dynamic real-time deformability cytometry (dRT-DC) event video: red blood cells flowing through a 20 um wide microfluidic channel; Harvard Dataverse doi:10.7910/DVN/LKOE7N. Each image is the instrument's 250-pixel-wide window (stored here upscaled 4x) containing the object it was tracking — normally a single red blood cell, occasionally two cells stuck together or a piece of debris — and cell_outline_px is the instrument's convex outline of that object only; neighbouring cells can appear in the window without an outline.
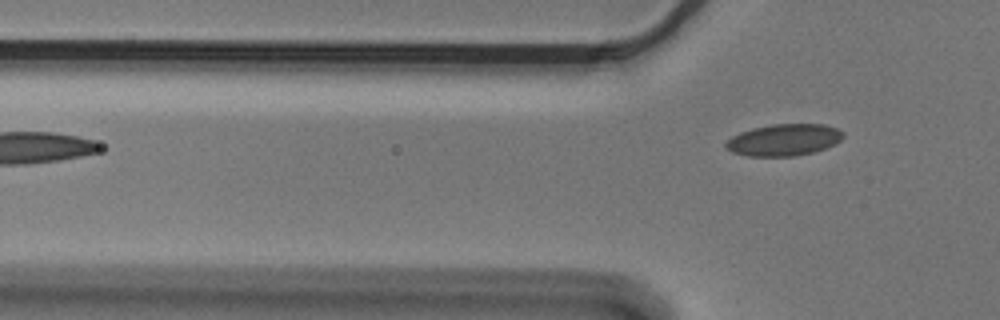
{"species": "Egyptian fruit bat (a non-hibernating species)", "species_latin": "Rousettus aegyptiacus", "temperature_condition": "cold", "stored_images_in_passage": 4, "camera_frame_rate_fps": 3000, "um_per_image_px": 0.085, "animal": {"sex": "male"}, "frame": {"image": 1, "passage_image": 4, "time_ms": 1.0, "image_size_px": [1000, 320], "cell_outline_px": [[844, 136], [840, 140], [824, 148], [812, 152], [792, 156], [748, 156], [732, 152], [724, 148], [724, 144], [732, 136], [740, 132], [752, 128], [772, 124], [824, 124], [836, 128], [844, 132]], "centroid_in_image_um": [66.59, 11.88], "position_along_channel_um": 59.2, "area_um2": 21.62}}